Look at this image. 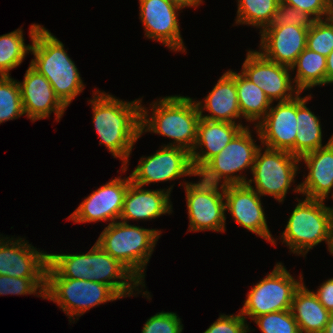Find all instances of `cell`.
Returning a JSON list of instances; mask_svg holds the SVG:
<instances>
[{"mask_svg":"<svg viewBox=\"0 0 333 333\" xmlns=\"http://www.w3.org/2000/svg\"><path fill=\"white\" fill-rule=\"evenodd\" d=\"M141 101L125 102L99 90L90 100L99 144H104L114 157L122 160V172L127 170L133 145L141 137Z\"/></svg>","mask_w":333,"mask_h":333,"instance_id":"cell-1","label":"cell"},{"mask_svg":"<svg viewBox=\"0 0 333 333\" xmlns=\"http://www.w3.org/2000/svg\"><path fill=\"white\" fill-rule=\"evenodd\" d=\"M48 265L62 278L108 285L121 298L127 295L130 297L133 290H139L136 287L145 286L97 242L86 254H48Z\"/></svg>","mask_w":333,"mask_h":333,"instance_id":"cell-2","label":"cell"},{"mask_svg":"<svg viewBox=\"0 0 333 333\" xmlns=\"http://www.w3.org/2000/svg\"><path fill=\"white\" fill-rule=\"evenodd\" d=\"M31 51L34 59L30 65L44 75L59 100L67 107L84 85L74 61L68 56L64 45L41 25L30 26Z\"/></svg>","mask_w":333,"mask_h":333,"instance_id":"cell-3","label":"cell"},{"mask_svg":"<svg viewBox=\"0 0 333 333\" xmlns=\"http://www.w3.org/2000/svg\"><path fill=\"white\" fill-rule=\"evenodd\" d=\"M154 104V105H153ZM152 116L141 105V135L153 132L174 139L167 147H179L191 153L201 118L196 101L185 96H166L153 102Z\"/></svg>","mask_w":333,"mask_h":333,"instance_id":"cell-4","label":"cell"},{"mask_svg":"<svg viewBox=\"0 0 333 333\" xmlns=\"http://www.w3.org/2000/svg\"><path fill=\"white\" fill-rule=\"evenodd\" d=\"M160 234L156 229L115 221L105 227L96 242L143 284L145 268Z\"/></svg>","mask_w":333,"mask_h":333,"instance_id":"cell-5","label":"cell"},{"mask_svg":"<svg viewBox=\"0 0 333 333\" xmlns=\"http://www.w3.org/2000/svg\"><path fill=\"white\" fill-rule=\"evenodd\" d=\"M281 240L293 254L305 255L320 242L330 246L333 207H326L323 200L305 198L298 200Z\"/></svg>","mask_w":333,"mask_h":333,"instance_id":"cell-6","label":"cell"},{"mask_svg":"<svg viewBox=\"0 0 333 333\" xmlns=\"http://www.w3.org/2000/svg\"><path fill=\"white\" fill-rule=\"evenodd\" d=\"M57 303L69 315V321L87 310L121 297L103 283L60 277L49 265L46 269L45 298ZM74 316V317H73Z\"/></svg>","mask_w":333,"mask_h":333,"instance_id":"cell-7","label":"cell"},{"mask_svg":"<svg viewBox=\"0 0 333 333\" xmlns=\"http://www.w3.org/2000/svg\"><path fill=\"white\" fill-rule=\"evenodd\" d=\"M249 127L243 128L224 148L212 157L198 172L201 180L210 184H246V177L235 175L249 168L252 171L255 155L260 146L255 144Z\"/></svg>","mask_w":333,"mask_h":333,"instance_id":"cell-8","label":"cell"},{"mask_svg":"<svg viewBox=\"0 0 333 333\" xmlns=\"http://www.w3.org/2000/svg\"><path fill=\"white\" fill-rule=\"evenodd\" d=\"M299 279H294L282 263H277L274 270L248 292L241 315L253 320L268 313L291 310L294 294L303 283L302 275Z\"/></svg>","mask_w":333,"mask_h":333,"instance_id":"cell-9","label":"cell"},{"mask_svg":"<svg viewBox=\"0 0 333 333\" xmlns=\"http://www.w3.org/2000/svg\"><path fill=\"white\" fill-rule=\"evenodd\" d=\"M260 147L255 155L252 168L253 179L247 185L255 183L254 190L260 195H269L283 202L291 183L294 182L300 159L288 151Z\"/></svg>","mask_w":333,"mask_h":333,"instance_id":"cell-10","label":"cell"},{"mask_svg":"<svg viewBox=\"0 0 333 333\" xmlns=\"http://www.w3.org/2000/svg\"><path fill=\"white\" fill-rule=\"evenodd\" d=\"M220 188L201 179L197 183H185L189 231L226 230L224 186L221 184Z\"/></svg>","mask_w":333,"mask_h":333,"instance_id":"cell-11","label":"cell"},{"mask_svg":"<svg viewBox=\"0 0 333 333\" xmlns=\"http://www.w3.org/2000/svg\"><path fill=\"white\" fill-rule=\"evenodd\" d=\"M290 71V67L270 61L256 50H249L241 73L261 88L273 103L274 100L289 101L300 93L292 85Z\"/></svg>","mask_w":333,"mask_h":333,"instance_id":"cell-12","label":"cell"},{"mask_svg":"<svg viewBox=\"0 0 333 333\" xmlns=\"http://www.w3.org/2000/svg\"><path fill=\"white\" fill-rule=\"evenodd\" d=\"M156 151L151 156L142 157L139 165L132 171L131 181L143 187L152 182H164L182 176H196L191 154L179 147H167Z\"/></svg>","mask_w":333,"mask_h":333,"instance_id":"cell-13","label":"cell"},{"mask_svg":"<svg viewBox=\"0 0 333 333\" xmlns=\"http://www.w3.org/2000/svg\"><path fill=\"white\" fill-rule=\"evenodd\" d=\"M130 176L124 179L116 177L93 191L69 216L75 223L119 220L124 196L131 183Z\"/></svg>","mask_w":333,"mask_h":333,"instance_id":"cell-14","label":"cell"},{"mask_svg":"<svg viewBox=\"0 0 333 333\" xmlns=\"http://www.w3.org/2000/svg\"><path fill=\"white\" fill-rule=\"evenodd\" d=\"M297 95L289 101L270 107L266 116L255 125L262 146L284 150L295 156L297 135Z\"/></svg>","mask_w":333,"mask_h":333,"instance_id":"cell-15","label":"cell"},{"mask_svg":"<svg viewBox=\"0 0 333 333\" xmlns=\"http://www.w3.org/2000/svg\"><path fill=\"white\" fill-rule=\"evenodd\" d=\"M225 210L240 226L276 245L267 225L260 195L252 185L224 186Z\"/></svg>","mask_w":333,"mask_h":333,"instance_id":"cell-16","label":"cell"},{"mask_svg":"<svg viewBox=\"0 0 333 333\" xmlns=\"http://www.w3.org/2000/svg\"><path fill=\"white\" fill-rule=\"evenodd\" d=\"M139 4L145 36L171 50L185 52L177 18V11L182 8L166 0H139Z\"/></svg>","mask_w":333,"mask_h":333,"instance_id":"cell-17","label":"cell"},{"mask_svg":"<svg viewBox=\"0 0 333 333\" xmlns=\"http://www.w3.org/2000/svg\"><path fill=\"white\" fill-rule=\"evenodd\" d=\"M5 239V240H4ZM0 237V275L18 278H46L48 254L13 237Z\"/></svg>","mask_w":333,"mask_h":333,"instance_id":"cell-18","label":"cell"},{"mask_svg":"<svg viewBox=\"0 0 333 333\" xmlns=\"http://www.w3.org/2000/svg\"><path fill=\"white\" fill-rule=\"evenodd\" d=\"M24 113L32 121L47 118L53 112L59 122L67 108L56 96L47 78L31 65L19 82Z\"/></svg>","mask_w":333,"mask_h":333,"instance_id":"cell-19","label":"cell"},{"mask_svg":"<svg viewBox=\"0 0 333 333\" xmlns=\"http://www.w3.org/2000/svg\"><path fill=\"white\" fill-rule=\"evenodd\" d=\"M261 33L259 52L268 60L291 68L306 48L308 28L295 25L267 26Z\"/></svg>","mask_w":333,"mask_h":333,"instance_id":"cell-20","label":"cell"},{"mask_svg":"<svg viewBox=\"0 0 333 333\" xmlns=\"http://www.w3.org/2000/svg\"><path fill=\"white\" fill-rule=\"evenodd\" d=\"M309 169L304 182L294 188L306 198L325 200L333 188V141L329 139L322 148L307 153L300 158Z\"/></svg>","mask_w":333,"mask_h":333,"instance_id":"cell-21","label":"cell"},{"mask_svg":"<svg viewBox=\"0 0 333 333\" xmlns=\"http://www.w3.org/2000/svg\"><path fill=\"white\" fill-rule=\"evenodd\" d=\"M243 128L245 126L241 123L211 121L200 118L196 143L190 153L194 171L197 173L212 157L219 154ZM199 147L201 150L197 152L196 150Z\"/></svg>","mask_w":333,"mask_h":333,"instance_id":"cell-22","label":"cell"},{"mask_svg":"<svg viewBox=\"0 0 333 333\" xmlns=\"http://www.w3.org/2000/svg\"><path fill=\"white\" fill-rule=\"evenodd\" d=\"M173 186L167 191L147 190L131 182L124 196L123 210L120 220L128 223L127 220H148L154 219L162 214L171 213L170 192Z\"/></svg>","mask_w":333,"mask_h":333,"instance_id":"cell-23","label":"cell"},{"mask_svg":"<svg viewBox=\"0 0 333 333\" xmlns=\"http://www.w3.org/2000/svg\"><path fill=\"white\" fill-rule=\"evenodd\" d=\"M203 103L204 105H202V101L196 102L201 118L230 123H235L237 118L240 119L236 72L232 70L225 72L215 84L213 90L206 96ZM203 110L211 114L203 115Z\"/></svg>","mask_w":333,"mask_h":333,"instance_id":"cell-24","label":"cell"},{"mask_svg":"<svg viewBox=\"0 0 333 333\" xmlns=\"http://www.w3.org/2000/svg\"><path fill=\"white\" fill-rule=\"evenodd\" d=\"M291 312L301 333H324L331 315L303 283L294 294Z\"/></svg>","mask_w":333,"mask_h":333,"instance_id":"cell-25","label":"cell"},{"mask_svg":"<svg viewBox=\"0 0 333 333\" xmlns=\"http://www.w3.org/2000/svg\"><path fill=\"white\" fill-rule=\"evenodd\" d=\"M297 94V135L295 139V156L299 159L307 153L313 152L322 145V128L318 117L306 106L309 96L300 97Z\"/></svg>","mask_w":333,"mask_h":333,"instance_id":"cell-26","label":"cell"},{"mask_svg":"<svg viewBox=\"0 0 333 333\" xmlns=\"http://www.w3.org/2000/svg\"><path fill=\"white\" fill-rule=\"evenodd\" d=\"M236 88L241 116L247 121L257 120L259 123L268 113L271 101L261 88L242 73H236Z\"/></svg>","mask_w":333,"mask_h":333,"instance_id":"cell-27","label":"cell"},{"mask_svg":"<svg viewBox=\"0 0 333 333\" xmlns=\"http://www.w3.org/2000/svg\"><path fill=\"white\" fill-rule=\"evenodd\" d=\"M295 67H297V73L292 80L300 93L326 84V56L305 48L291 66V70L294 71Z\"/></svg>","mask_w":333,"mask_h":333,"instance_id":"cell-28","label":"cell"},{"mask_svg":"<svg viewBox=\"0 0 333 333\" xmlns=\"http://www.w3.org/2000/svg\"><path fill=\"white\" fill-rule=\"evenodd\" d=\"M280 0H238L237 24L252 25L262 31L269 26Z\"/></svg>","mask_w":333,"mask_h":333,"instance_id":"cell-29","label":"cell"},{"mask_svg":"<svg viewBox=\"0 0 333 333\" xmlns=\"http://www.w3.org/2000/svg\"><path fill=\"white\" fill-rule=\"evenodd\" d=\"M23 30H17L0 36V76H9V71L21 65L31 45H25Z\"/></svg>","mask_w":333,"mask_h":333,"instance_id":"cell-30","label":"cell"},{"mask_svg":"<svg viewBox=\"0 0 333 333\" xmlns=\"http://www.w3.org/2000/svg\"><path fill=\"white\" fill-rule=\"evenodd\" d=\"M24 114L19 83L10 76H0V124Z\"/></svg>","mask_w":333,"mask_h":333,"instance_id":"cell-31","label":"cell"},{"mask_svg":"<svg viewBox=\"0 0 333 333\" xmlns=\"http://www.w3.org/2000/svg\"><path fill=\"white\" fill-rule=\"evenodd\" d=\"M306 48L324 56L333 50V16L315 20L308 29Z\"/></svg>","mask_w":333,"mask_h":333,"instance_id":"cell-32","label":"cell"},{"mask_svg":"<svg viewBox=\"0 0 333 333\" xmlns=\"http://www.w3.org/2000/svg\"><path fill=\"white\" fill-rule=\"evenodd\" d=\"M39 288V292L38 291ZM46 278H18L0 275V295L38 294L45 298Z\"/></svg>","mask_w":333,"mask_h":333,"instance_id":"cell-33","label":"cell"},{"mask_svg":"<svg viewBox=\"0 0 333 333\" xmlns=\"http://www.w3.org/2000/svg\"><path fill=\"white\" fill-rule=\"evenodd\" d=\"M253 321L262 333H301L291 310L261 315Z\"/></svg>","mask_w":333,"mask_h":333,"instance_id":"cell-34","label":"cell"},{"mask_svg":"<svg viewBox=\"0 0 333 333\" xmlns=\"http://www.w3.org/2000/svg\"><path fill=\"white\" fill-rule=\"evenodd\" d=\"M314 21L308 13L280 2L269 26L295 25L309 29Z\"/></svg>","mask_w":333,"mask_h":333,"instance_id":"cell-35","label":"cell"},{"mask_svg":"<svg viewBox=\"0 0 333 333\" xmlns=\"http://www.w3.org/2000/svg\"><path fill=\"white\" fill-rule=\"evenodd\" d=\"M183 324L174 312H159L145 322L142 333H182Z\"/></svg>","mask_w":333,"mask_h":333,"instance_id":"cell-36","label":"cell"},{"mask_svg":"<svg viewBox=\"0 0 333 333\" xmlns=\"http://www.w3.org/2000/svg\"><path fill=\"white\" fill-rule=\"evenodd\" d=\"M281 3L304 11L315 20H322L333 16V8L327 0H280Z\"/></svg>","mask_w":333,"mask_h":333,"instance_id":"cell-37","label":"cell"},{"mask_svg":"<svg viewBox=\"0 0 333 333\" xmlns=\"http://www.w3.org/2000/svg\"><path fill=\"white\" fill-rule=\"evenodd\" d=\"M245 319L240 312L237 315L220 314L204 333H247L250 330Z\"/></svg>","mask_w":333,"mask_h":333,"instance_id":"cell-38","label":"cell"},{"mask_svg":"<svg viewBox=\"0 0 333 333\" xmlns=\"http://www.w3.org/2000/svg\"><path fill=\"white\" fill-rule=\"evenodd\" d=\"M319 302L330 312L333 313V278L325 281L315 292Z\"/></svg>","mask_w":333,"mask_h":333,"instance_id":"cell-39","label":"cell"},{"mask_svg":"<svg viewBox=\"0 0 333 333\" xmlns=\"http://www.w3.org/2000/svg\"><path fill=\"white\" fill-rule=\"evenodd\" d=\"M333 83V50L326 57V84Z\"/></svg>","mask_w":333,"mask_h":333,"instance_id":"cell-40","label":"cell"},{"mask_svg":"<svg viewBox=\"0 0 333 333\" xmlns=\"http://www.w3.org/2000/svg\"><path fill=\"white\" fill-rule=\"evenodd\" d=\"M166 1L171 2L180 8L192 7V6L197 7L202 2V0H166Z\"/></svg>","mask_w":333,"mask_h":333,"instance_id":"cell-41","label":"cell"},{"mask_svg":"<svg viewBox=\"0 0 333 333\" xmlns=\"http://www.w3.org/2000/svg\"><path fill=\"white\" fill-rule=\"evenodd\" d=\"M324 333H333V313H331L329 321L326 325Z\"/></svg>","mask_w":333,"mask_h":333,"instance_id":"cell-42","label":"cell"},{"mask_svg":"<svg viewBox=\"0 0 333 333\" xmlns=\"http://www.w3.org/2000/svg\"><path fill=\"white\" fill-rule=\"evenodd\" d=\"M329 252L330 254H333V218L331 222V240H330V246H329Z\"/></svg>","mask_w":333,"mask_h":333,"instance_id":"cell-43","label":"cell"},{"mask_svg":"<svg viewBox=\"0 0 333 333\" xmlns=\"http://www.w3.org/2000/svg\"><path fill=\"white\" fill-rule=\"evenodd\" d=\"M329 5L333 8V0H327Z\"/></svg>","mask_w":333,"mask_h":333,"instance_id":"cell-44","label":"cell"}]
</instances>
